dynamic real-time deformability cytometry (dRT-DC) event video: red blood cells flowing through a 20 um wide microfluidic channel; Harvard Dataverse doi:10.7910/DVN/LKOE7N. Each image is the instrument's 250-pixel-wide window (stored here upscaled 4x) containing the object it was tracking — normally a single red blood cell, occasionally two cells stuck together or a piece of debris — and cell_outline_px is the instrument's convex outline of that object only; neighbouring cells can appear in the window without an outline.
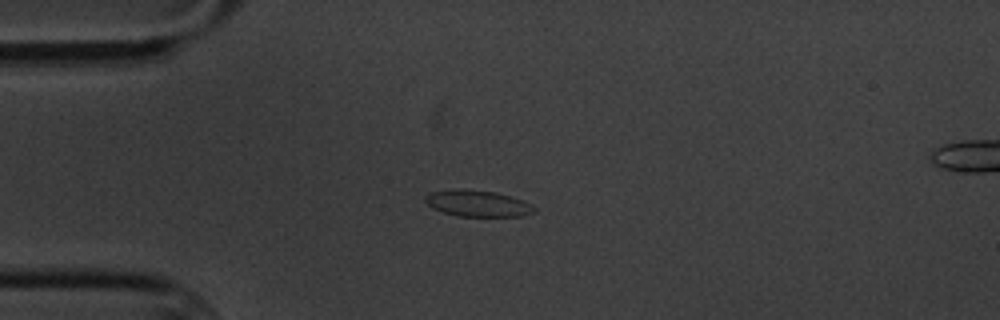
{"species": "common noctule bat (a hibernating species)", "species_latin": "Nyctalus noctula", "temperature_condition": "cold", "stored_images_in_passage": 14, "camera_frame_rate_fps": 3000, "um_per_image_px": 0.085, "animal": {"sex": "male", "body_mass_g": 20.1, "forearm_length_mm": 53.5}, "frame": {"image": 1, "passage_image": 3, "time_ms": 3.333, "image_size_px": [1000, 320], "cell_outline_px": [[536, 212], [524, 216], [456, 216], [432, 208], [424, 200], [424, 196], [432, 192], [496, 192], [524, 200], [532, 204], [536, 208]], "centroid_in_image_um": [40.71, 17.35], "position_along_channel_um": 44.3, "area_um2": 15.95}}
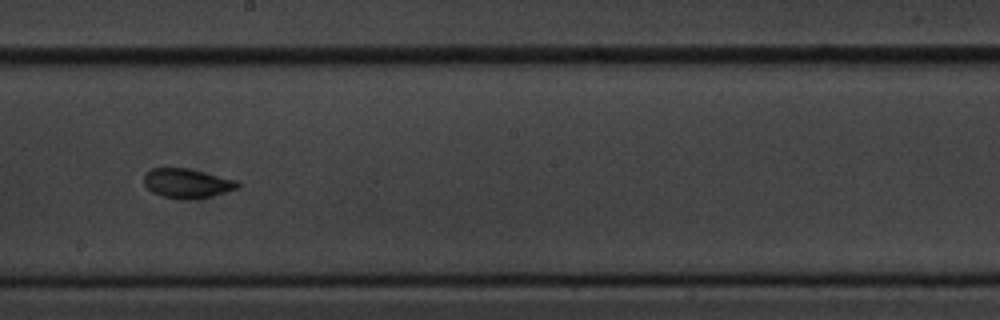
{"frame": {"image": 2, "passage_image": 8, "time_ms": 9.333, "image_size_px": [1000, 320], "cell_outline_px": [[240, 188], [228, 192], [196, 200], [180, 200], [164, 196], [152, 192], [144, 184], [144, 172], [152, 168], [188, 168], [240, 180]], "centroid_in_image_um": [15.96, 15.59], "position_along_channel_um": 232.2, "area_um2": 16.59}}
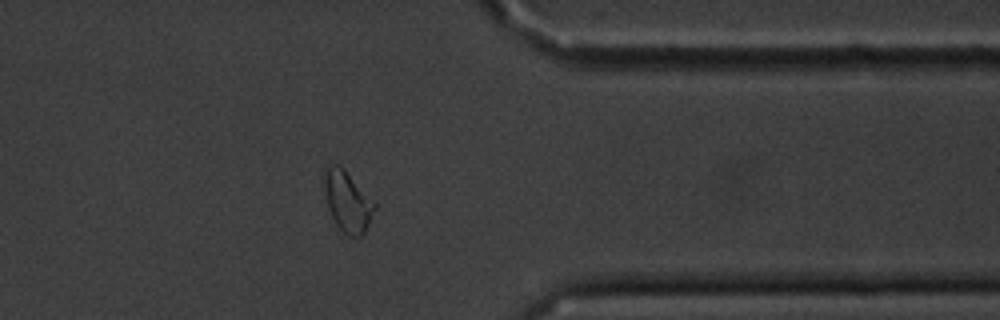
{"frame": {"image": 3, "passage_image": 12, "time_ms": 14.0, "image_size_px": [1000, 320], "cell_outline_px": [[376, 208], [364, 232], [360, 236], [348, 236], [336, 224], [328, 208], [324, 188], [324, 168], [332, 164], [340, 164], [344, 168], [376, 204]], "centroid_in_image_um": [29.52, 17.09], "position_along_channel_um": 381.9, "area_um2": 17.57}, "authors_computed_cell_mechanics": {"area_um2": 15.9239, "velocity_mm_per_s": 3.418, "shape_relaxation_time_tau1_ms": 2.8879, "shape_relaxation_time_tau2_ms": null, "deformation_change_tau1": 0.1008, "deformation_change_tau2": null}}